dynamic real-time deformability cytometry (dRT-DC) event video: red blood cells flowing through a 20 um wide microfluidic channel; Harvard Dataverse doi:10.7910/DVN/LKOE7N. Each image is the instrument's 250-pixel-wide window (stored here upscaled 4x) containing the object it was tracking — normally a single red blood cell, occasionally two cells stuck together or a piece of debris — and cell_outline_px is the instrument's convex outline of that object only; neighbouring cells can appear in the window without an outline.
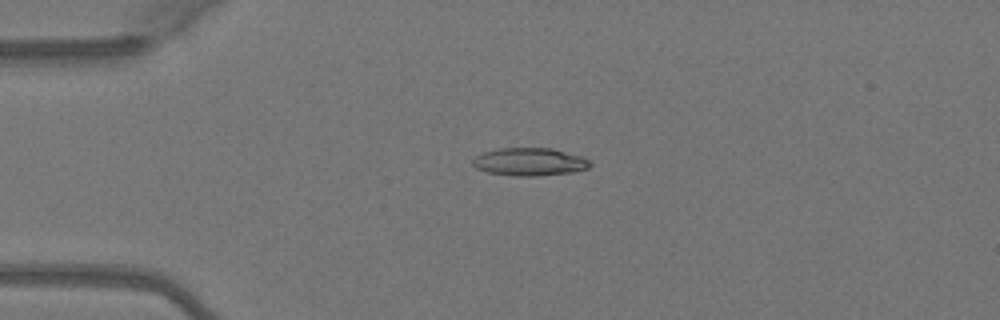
{"species": "Egyptian fruit bat (a non-hibernating species)", "species_latin": "Rousettus aegyptiacus", "temperature_condition": "warm", "stored_images_in_passage": 5, "camera_frame_rate_fps": 3000, "um_per_image_px": 0.085, "animal": {"sex": "female"}, "frame": {"image": 1, "passage_image": 4, "time_ms": 1.0, "image_size_px": [1000, 320], "cell_outline_px": [[592, 164], [588, 168], [572, 172], [536, 176], [512, 176], [488, 172], [476, 168], [472, 164], [472, 160], [476, 156], [484, 152], [496, 148], [552, 148], [580, 156], [588, 160]], "centroid_in_image_um": [44.99, 13.75], "position_along_channel_um": 40.0, "area_um2": 19.02}}